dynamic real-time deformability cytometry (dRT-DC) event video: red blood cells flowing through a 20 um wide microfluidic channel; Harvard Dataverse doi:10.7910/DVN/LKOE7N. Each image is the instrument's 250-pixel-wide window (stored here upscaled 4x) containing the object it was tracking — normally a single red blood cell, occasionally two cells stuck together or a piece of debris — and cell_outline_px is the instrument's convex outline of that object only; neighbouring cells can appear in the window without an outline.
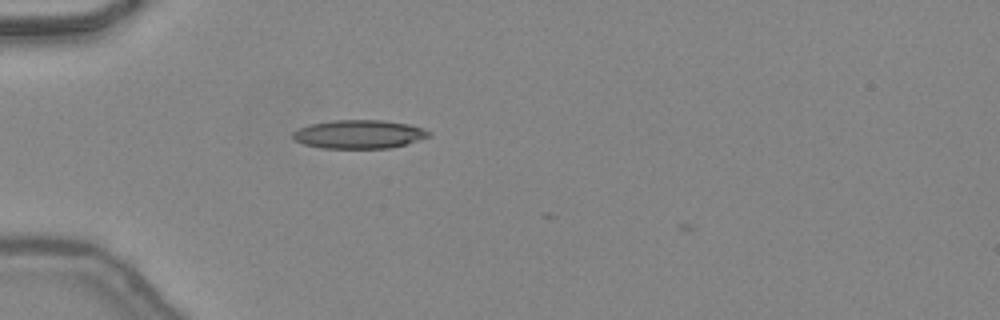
{"species": "common noctule bat (a hibernating species)", "species_latin": "Nyctalus noctula", "temperature_condition": "warm", "stored_images_in_passage": 13, "camera_frame_rate_fps": 3000, "um_per_image_px": 0.085, "animal": {"sex": "female", "body_mass_g": 24.6, "forearm_length_mm": 56.2}, "frame": {"image": 1, "passage_image": 1, "time_ms": 0.0, "image_size_px": [1000, 320], "cell_outline_px": [[432, 132], [428, 136], [404, 144], [388, 148], [320, 148], [304, 144], [296, 140], [292, 136], [292, 132], [300, 128], [312, 124], [336, 120], [380, 120], [408, 124], [424, 128]], "centroid_in_image_um": [30.51, 11.41], "position_along_channel_um": 54.5, "area_um2": 22.31}}
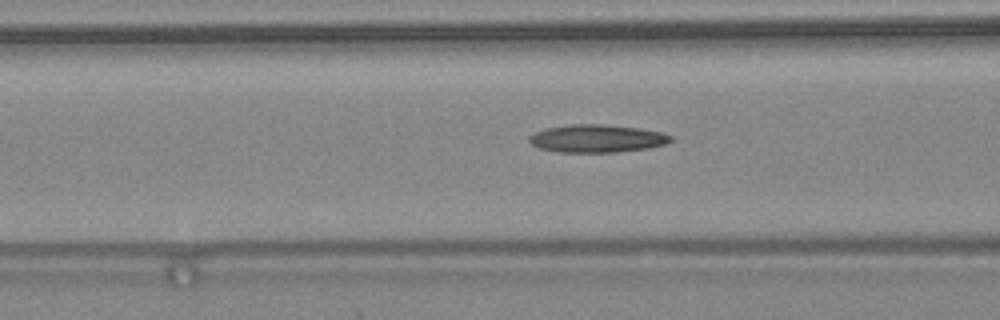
{"frame": {"image": 2, "passage_image": 6, "time_ms": 1.667, "image_size_px": [1000, 320], "cell_outline_px": [[672, 140], [664, 144], [648, 148], [616, 152], [560, 152], [540, 148], [532, 144], [528, 140], [528, 136], [544, 128], [568, 124], [600, 124], [640, 128], [660, 132], [672, 136]], "centroid_in_image_um": [50.71, 11.76], "position_along_channel_um": 115.9, "area_um2": 22.89}}
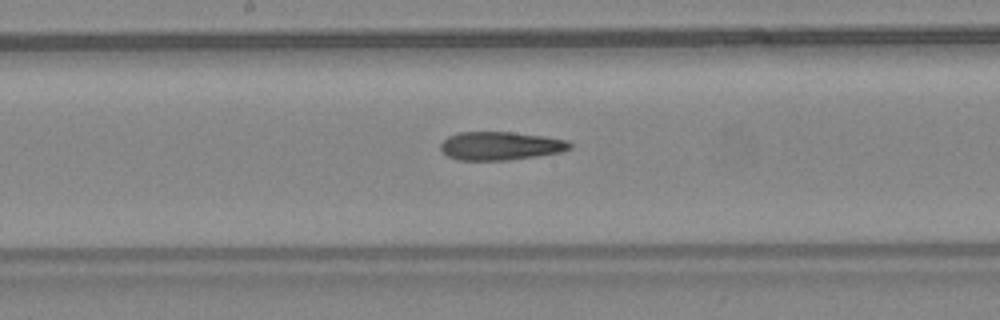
{"frame": {"image": 3, "passage_image": 12, "time_ms": 3.667, "image_size_px": [1000, 320], "cell_outline_px": [[572, 148], [560, 152], [536, 156], [508, 160], [456, 160], [448, 156], [440, 148], [440, 144], [448, 136], [460, 132], [512, 132], [544, 136], [568, 140], [572, 144]], "centroid_in_image_um": [42.55, 12.4], "position_along_channel_um": 205.7, "area_um2": 21.39}}